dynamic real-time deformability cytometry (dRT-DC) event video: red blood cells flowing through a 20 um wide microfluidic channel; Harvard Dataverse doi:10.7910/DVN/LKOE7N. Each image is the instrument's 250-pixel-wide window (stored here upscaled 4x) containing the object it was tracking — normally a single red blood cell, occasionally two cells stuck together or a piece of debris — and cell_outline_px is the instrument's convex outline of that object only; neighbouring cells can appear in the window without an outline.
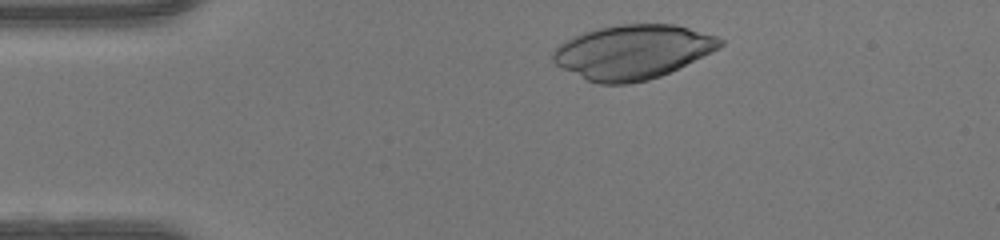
{"species": "human", "species_latin": "Homo sapiens", "temperature_condition": "warm", "stored_images_in_passage": 33, "camera_frame_rate_fps": 3000, "um_per_image_px": 0.085, "donor": {"sex": "female"}, "frame": {"image": 1, "passage_image": 3, "time_ms": 0.667, "image_size_px": [1000, 240], "cell_outline_px": [[724, 44], [720, 48], [712, 52], [660, 76], [648, 80], [628, 84], [600, 84], [588, 80], [556, 64], [552, 60], [552, 52], [564, 40], [584, 32], [600, 28], [620, 24], [676, 24], [716, 36], [724, 40]], "centroid_in_image_um": [53.79, 4.4], "position_along_channel_um": 31.2, "area_um2": 52.42}}
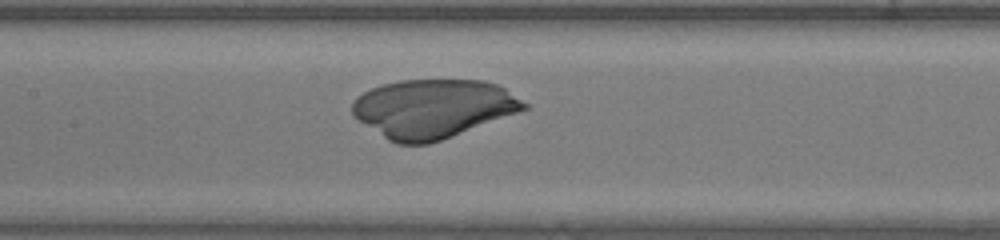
{"frame": {"image": 2, "passage_image": 17, "time_ms": 5.333, "image_size_px": [1000, 240], "cell_outline_px": [[528, 108], [440, 140], [428, 144], [396, 144], [388, 140], [352, 116], [352, 100], [356, 96], [372, 88], [384, 84], [400, 80], [484, 80], [496, 84], [504, 88], [528, 104]], "centroid_in_image_um": [36.75, 9.22], "position_along_channel_um": 170.6, "area_um2": 58.26}}
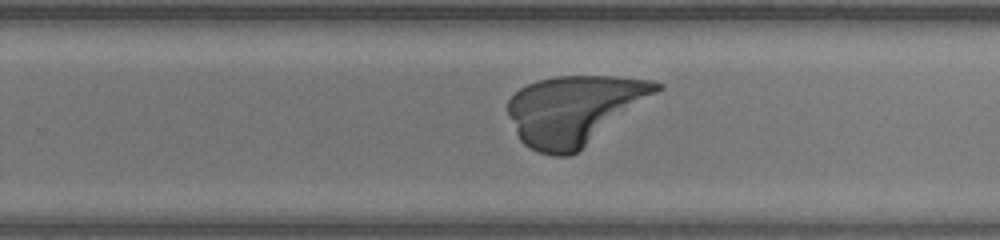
{"frame": {"image": 3, "passage_image": 25, "time_ms": 8.0, "image_size_px": [1000, 240], "cell_outline_px": [[664, 88], [572, 156], [552, 156], [536, 152], [524, 144], [520, 140], [508, 116], [508, 100], [520, 88], [536, 80], [556, 76], [612, 76], [652, 80], [664, 84]], "centroid_in_image_um": [48.81, 9.34], "position_along_channel_um": 281.0, "area_um2": 59.94}}